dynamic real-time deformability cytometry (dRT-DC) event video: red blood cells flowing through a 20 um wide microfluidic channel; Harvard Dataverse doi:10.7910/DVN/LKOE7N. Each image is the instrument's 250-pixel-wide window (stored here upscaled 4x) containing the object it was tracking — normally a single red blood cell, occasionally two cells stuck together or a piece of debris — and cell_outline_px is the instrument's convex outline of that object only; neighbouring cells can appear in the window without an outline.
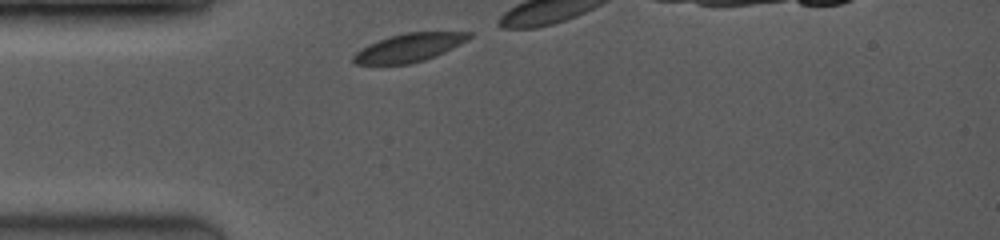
{"species": "common noctule bat (a hibernating species)", "species_latin": "Nyctalus noctula", "temperature_condition": "room temperature", "stored_images_in_passage": 3, "camera_frame_rate_fps": 3500, "um_per_image_px": 0.085, "animal": {"sex": "female", "body_mass_g": 19.0, "forearm_length_mm": 53.3}, "frame": {"image": 1, "passage_image": 1, "time_ms": 0.0, "image_size_px": [1000, 240], "cell_outline_px": [[472, 36], [452, 48], [436, 56], [424, 60], [408, 64], [356, 64], [352, 60], [352, 56], [360, 48], [368, 44], [388, 36], [404, 32], [472, 32]], "centroid_in_image_um": [34.73, 4.04], "position_along_channel_um": 50.3, "area_um2": 19.02}}